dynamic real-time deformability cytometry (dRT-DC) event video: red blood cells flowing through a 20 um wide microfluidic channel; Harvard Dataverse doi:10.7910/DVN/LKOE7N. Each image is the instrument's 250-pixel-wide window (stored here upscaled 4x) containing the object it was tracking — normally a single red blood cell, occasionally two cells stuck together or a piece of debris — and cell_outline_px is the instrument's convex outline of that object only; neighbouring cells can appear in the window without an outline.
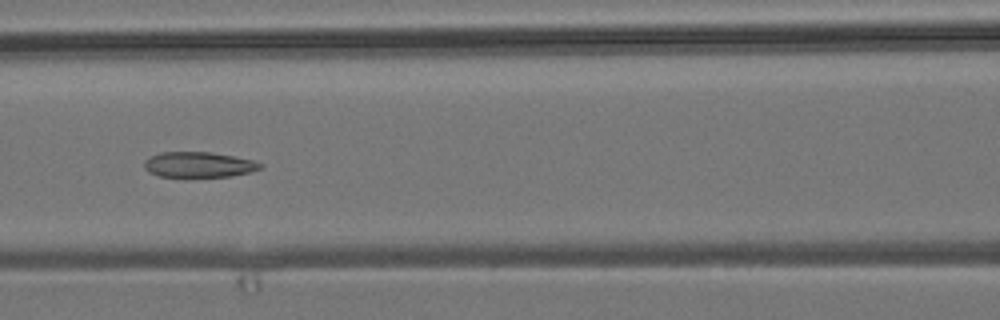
{"species": "common noctule bat (a hibernating species)", "species_latin": "Nyctalus noctula", "temperature_condition": "room temperature", "stored_images_in_passage": 10, "camera_frame_rate_fps": 3000, "um_per_image_px": 0.085, "animal": {"sex": "male", "body_mass_g": 19.2, "forearm_length_mm": 51.8}, "frame": {"image": 1, "passage_image": 7, "time_ms": 7.0, "image_size_px": [1000, 320], "cell_outline_px": [[264, 168], [232, 176], [160, 176], [148, 172], [144, 168], [144, 160], [160, 152], [212, 152], [252, 160], [264, 164]], "centroid_in_image_um": [16.9, 13.99], "position_along_channel_um": 149.7, "area_um2": 17.05}}
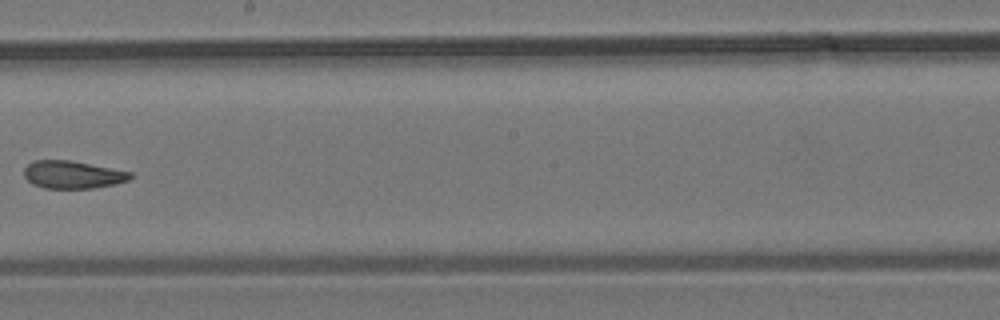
{"frame": {"image": 2, "passage_image": 9, "time_ms": 9.333, "image_size_px": [1000, 320], "cell_outline_px": [[132, 176], [128, 180], [116, 184], [92, 188], [44, 188], [32, 184], [24, 176], [24, 168], [28, 164], [36, 160], [72, 160], [132, 172]], "centroid_in_image_um": [6.17, 14.84], "position_along_channel_um": 242.0, "area_um2": 17.17}}
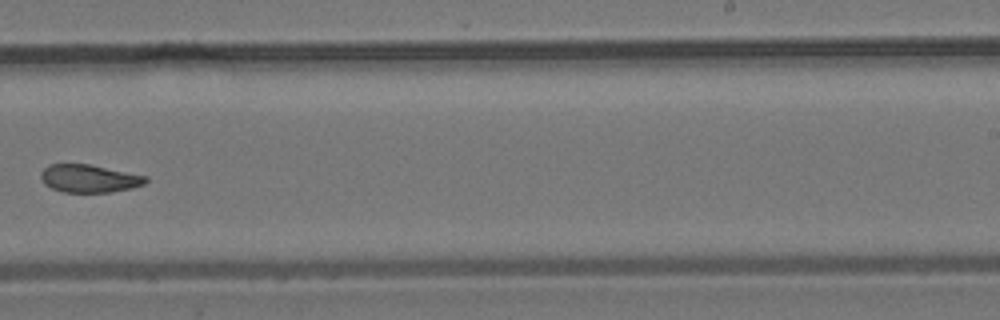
{"frame": {"image": 3, "passage_image": 10, "time_ms": 10.333, "image_size_px": [1000, 320], "cell_outline_px": [[148, 180], [144, 184], [132, 188], [112, 192], [64, 192], [52, 188], [44, 184], [40, 176], [40, 172], [48, 164], [88, 164], [148, 176]], "centroid_in_image_um": [7.58, 15.17], "position_along_channel_um": 281.4, "area_um2": 17.05}}